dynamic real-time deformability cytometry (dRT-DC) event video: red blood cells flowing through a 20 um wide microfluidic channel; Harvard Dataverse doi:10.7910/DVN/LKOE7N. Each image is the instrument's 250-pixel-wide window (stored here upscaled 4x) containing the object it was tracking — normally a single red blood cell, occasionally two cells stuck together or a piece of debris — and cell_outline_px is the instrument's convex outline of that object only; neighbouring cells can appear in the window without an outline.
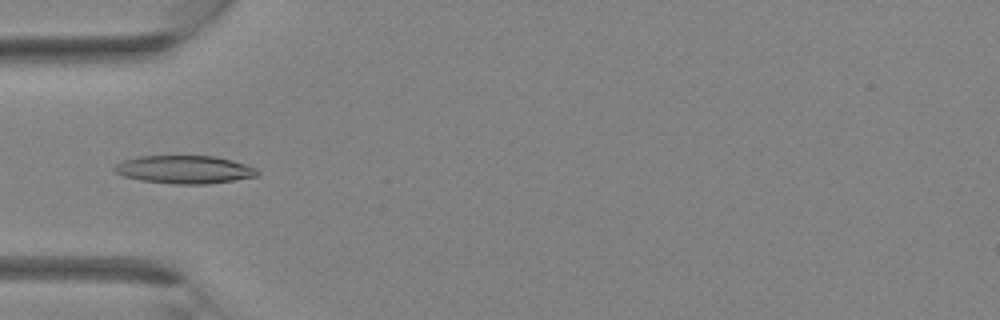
{"species": "Egyptian fruit bat (a non-hibernating species)", "species_latin": "Rousettus aegyptiacus", "temperature_condition": "room temperature", "stored_images_in_passage": 36, "camera_frame_rate_fps": 3000, "um_per_image_px": 0.085, "animal": {"sex": "female"}, "frame": {"image": 1, "passage_image": 11, "time_ms": 3.333, "image_size_px": [1000, 320], "cell_outline_px": [[260, 172], [256, 176], [208, 184], [172, 184], [140, 180], [124, 176], [116, 172], [112, 168], [116, 164], [124, 160], [136, 156], [216, 156], [232, 160], [256, 168]], "centroid_in_image_um": [15.66, 14.41], "position_along_channel_um": 69.3, "area_um2": 23.29}}
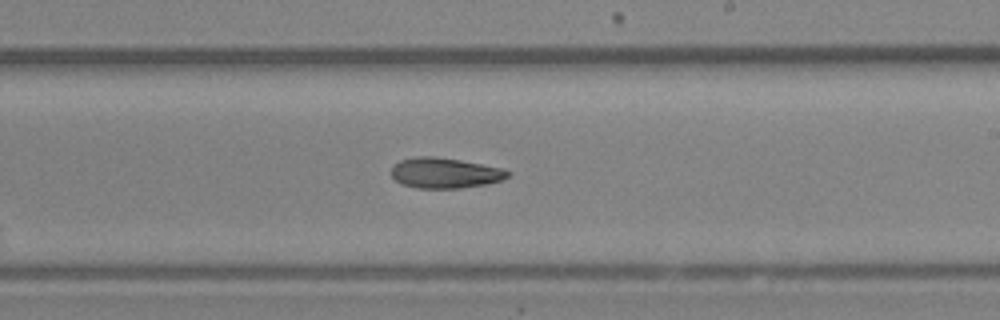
{"frame": {"image": 2, "passage_image": 21, "time_ms": 6.667, "image_size_px": [1000, 320], "cell_outline_px": [[508, 176], [504, 180], [484, 184], [460, 188], [416, 188], [400, 184], [392, 176], [392, 168], [400, 160], [416, 156], [432, 156], [460, 160], [504, 168], [508, 172]], "centroid_in_image_um": [37.81, 14.7], "position_along_channel_um": 251.2, "area_um2": 20.58}}
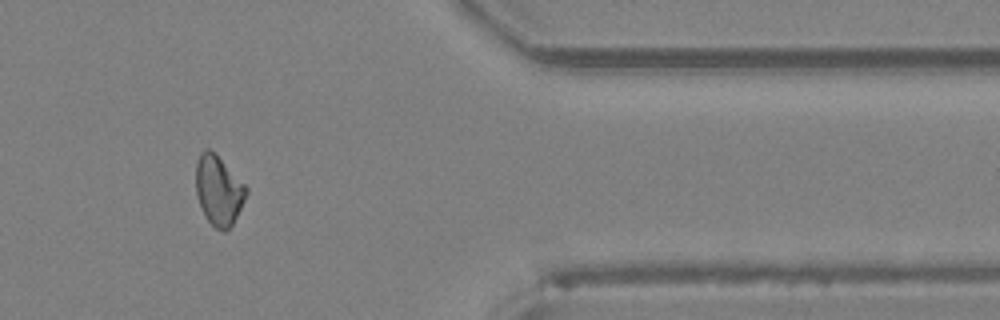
{"frame": {"image": 3, "passage_image": 30, "time_ms": 9.667, "image_size_px": [1000, 320], "cell_outline_px": [[248, 192], [232, 224], [224, 232], [216, 228], [208, 220], [200, 204], [196, 192], [196, 160], [200, 152], [204, 148], [208, 148], [248, 188]], "centroid_in_image_um": [18.56, 16.18], "position_along_channel_um": 392.8, "area_um2": 19.77}}